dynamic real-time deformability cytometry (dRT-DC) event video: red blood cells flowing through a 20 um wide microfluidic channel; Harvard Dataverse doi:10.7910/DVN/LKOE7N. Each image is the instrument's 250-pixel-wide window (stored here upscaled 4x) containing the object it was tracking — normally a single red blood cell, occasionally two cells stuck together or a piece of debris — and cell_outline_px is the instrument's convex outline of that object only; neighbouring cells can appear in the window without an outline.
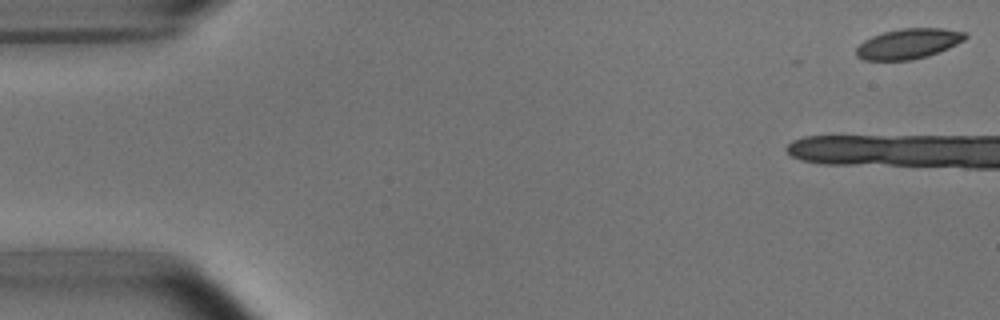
{"species": "common noctule bat (a hibernating species)", "species_latin": "Nyctalus noctula", "temperature_condition": "room temperature", "stored_images_in_passage": 11, "camera_frame_rate_fps": 3000, "um_per_image_px": 0.085, "animal": {"sex": "male", "body_mass_g": 15.6}, "frame": {"image": 1, "passage_image": 1, "time_ms": 0.0, "image_size_px": [1000, 320], "cell_outline_px": [[968, 36], [964, 40], [948, 48], [928, 56], [912, 60], [864, 60], [856, 56], [856, 48], [864, 40], [872, 36], [884, 32], [900, 28], [944, 28], [964, 32]], "centroid_in_image_um": [77.21, 3.71], "position_along_channel_um": 7.8, "area_um2": 19.19}}